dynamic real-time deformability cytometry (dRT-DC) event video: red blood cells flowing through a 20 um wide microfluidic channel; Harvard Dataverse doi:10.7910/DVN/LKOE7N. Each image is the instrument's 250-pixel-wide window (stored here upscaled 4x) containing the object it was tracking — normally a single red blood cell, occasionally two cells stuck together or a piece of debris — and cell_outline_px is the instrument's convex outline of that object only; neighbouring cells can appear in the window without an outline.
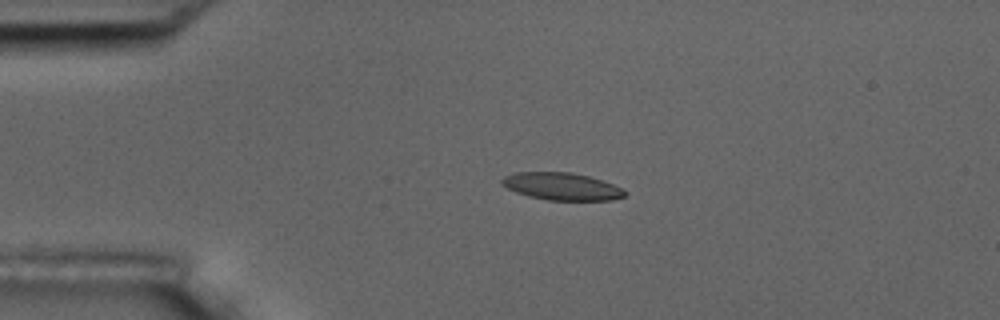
{"species": "common noctule bat (a hibernating species)", "species_latin": "Nyctalus noctula", "temperature_condition": "room temperature", "stored_images_in_passage": 45, "camera_frame_rate_fps": 3000, "um_per_image_px": 0.085, "animal": {"sex": "male", "body_mass_g": 17.5, "forearm_length_mm": 52.3}, "frame": {"image": 1, "passage_image": 1, "time_ms": 0.0, "image_size_px": [1000, 320], "cell_outline_px": [[628, 192], [624, 196], [612, 200], [548, 200], [528, 196], [516, 192], [500, 184], [500, 180], [504, 176], [516, 172], [572, 172], [588, 176], [612, 184]], "centroid_in_image_um": [47.71, 15.84], "position_along_channel_um": 37.3, "area_um2": 19.54}}
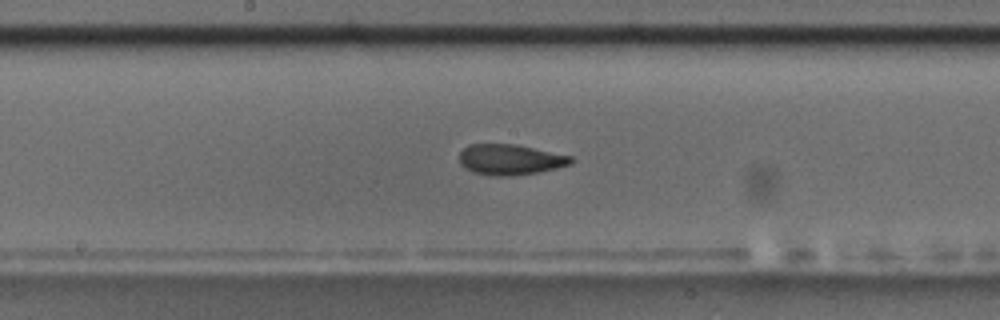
{"frame": {"image": 2, "passage_image": 18, "time_ms": 5.667, "image_size_px": [1000, 320], "cell_outline_px": [[572, 164], [556, 168], [536, 172], [508, 176], [492, 176], [472, 172], [464, 168], [460, 164], [460, 152], [468, 144], [516, 144], [572, 156]], "centroid_in_image_um": [43.34, 13.56], "position_along_channel_um": 204.9, "area_um2": 19.88}}
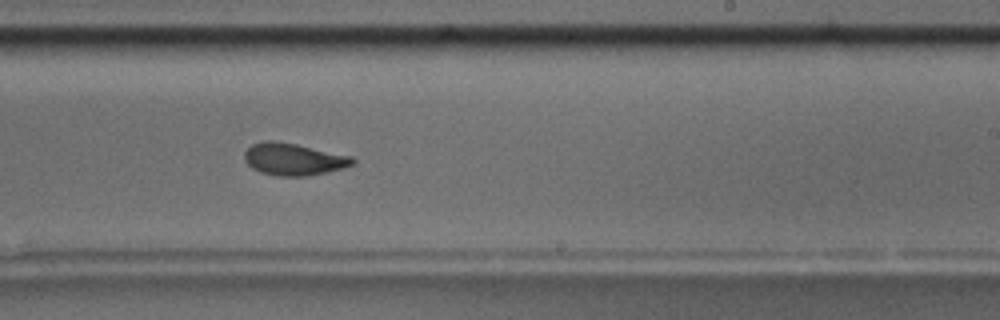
{"frame": {"image": 3, "passage_image": 23, "time_ms": 7.333, "image_size_px": [1000, 320], "cell_outline_px": [[356, 164], [344, 168], [308, 176], [276, 176], [260, 172], [252, 168], [244, 160], [244, 152], [252, 144], [260, 140], [276, 140], [296, 144], [352, 156], [356, 160]], "centroid_in_image_um": [24.95, 13.53], "position_along_channel_um": 264.0, "area_um2": 20.52}, "authors_computed_cell_mechanics": {"area_um2": 20.4034, "velocity_mm_per_s": 3.5673, "shape_relaxation_time_tau1_ms": 3.6587, "shape_relaxation_time_tau2_ms": 1.5586, "deformation_change_tau1": 0.1451, "deformation_change_tau2": 0.0775}}